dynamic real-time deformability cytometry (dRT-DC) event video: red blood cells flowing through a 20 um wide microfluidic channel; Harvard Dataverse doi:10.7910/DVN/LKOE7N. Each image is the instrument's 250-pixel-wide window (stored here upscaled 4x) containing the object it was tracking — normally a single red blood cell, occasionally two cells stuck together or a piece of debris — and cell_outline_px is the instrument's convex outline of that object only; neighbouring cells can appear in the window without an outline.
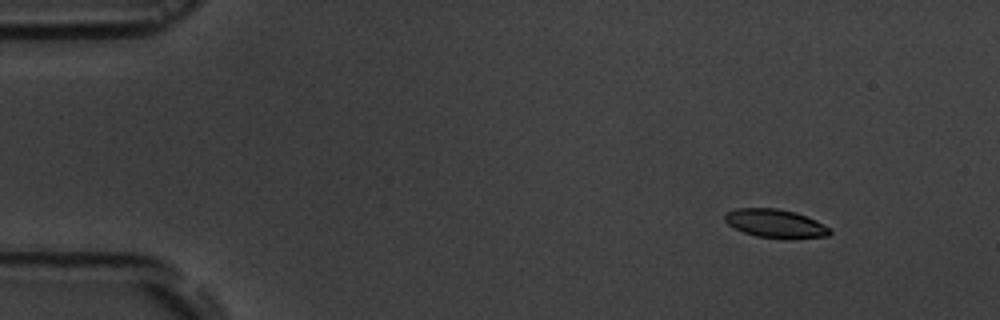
{"species": "common noctule bat (a hibernating species)", "species_latin": "Nyctalus noctula", "temperature_condition": "room temperature", "stored_images_in_passage": 4, "camera_frame_rate_fps": 3000, "um_per_image_px": 0.085, "animal": {"sex": "male", "body_mass_g": 19.5, "forearm_length_mm": 54.6}, "frame": {"image": 1, "passage_image": 2, "time_ms": 2.0, "image_size_px": [1000, 320], "cell_outline_px": [[832, 232], [828, 236], [792, 240], [784, 240], [756, 236], [744, 232], [728, 224], [724, 220], [724, 212], [736, 208], [776, 208], [796, 212], [816, 220], [832, 228]], "centroid_in_image_um": [65.95, 19.02], "position_along_channel_um": 19.0, "area_um2": 17.98}}